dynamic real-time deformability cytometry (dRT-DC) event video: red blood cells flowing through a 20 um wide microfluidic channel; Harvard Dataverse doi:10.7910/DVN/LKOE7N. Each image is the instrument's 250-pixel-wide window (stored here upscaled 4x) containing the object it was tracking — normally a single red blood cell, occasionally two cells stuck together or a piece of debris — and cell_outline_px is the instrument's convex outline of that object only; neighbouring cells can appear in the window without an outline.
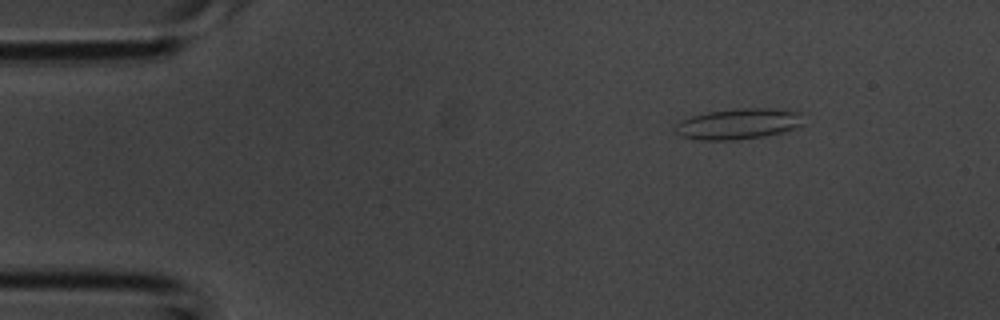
{"species": "common noctule bat (a hibernating species)", "species_latin": "Nyctalus noctula", "temperature_condition": "room temperature", "stored_images_in_passage": 5, "camera_frame_rate_fps": 3000, "um_per_image_px": 0.085, "animal": {"sex": "male", "body_mass_g": 20.1, "forearm_length_mm": 53.5}, "frame": {"image": 1, "passage_image": 2, "time_ms": 0.333, "image_size_px": [1000, 320], "cell_outline_px": [[804, 124], [800, 128], [784, 132], [764, 136], [736, 140], [700, 140], [680, 136], [672, 132], [672, 128], [680, 120], [692, 116], [708, 112], [736, 108], [768, 108], [804, 112]], "centroid_in_image_um": [62.8, 10.53], "position_along_channel_um": 22.2, "area_um2": 23.64}}
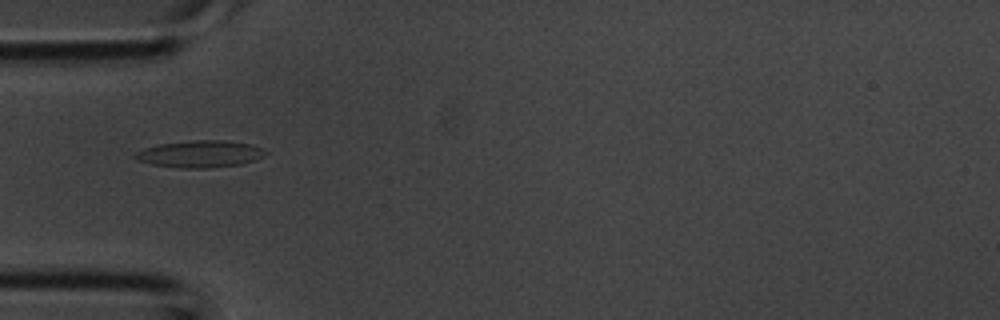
{"frame": {"image": 2, "passage_image": 4, "time_ms": 1.0, "image_size_px": [1000, 320], "cell_outline_px": [[268, 152], [264, 156], [256, 160], [240, 164], [208, 168], [180, 168], [152, 164], [140, 160], [132, 156], [136, 152], [144, 148], [160, 144], [192, 140], [224, 140], [252, 144]], "centroid_in_image_um": [17.03, 13.08], "position_along_channel_um": 68.0, "area_um2": 20.4}}
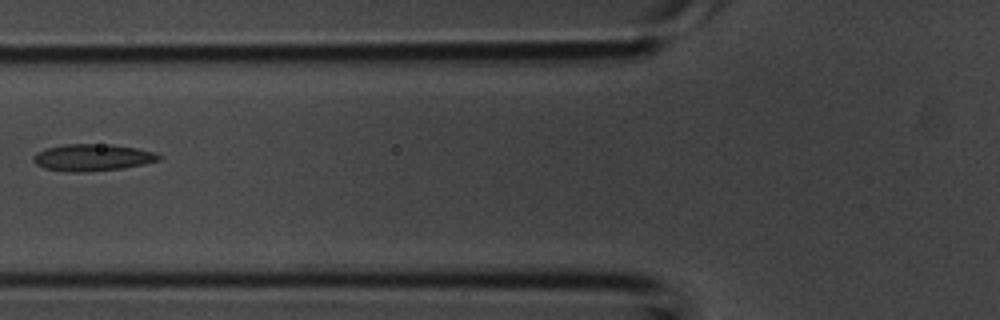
{"frame": {"image": 3, "passage_image": 5, "time_ms": 1.333, "image_size_px": [1000, 320], "cell_outline_px": [[164, 156], [160, 160], [144, 164], [120, 168], [76, 172], [72, 172], [44, 168], [36, 164], [32, 160], [32, 156], [36, 152], [48, 148], [64, 144], [112, 144], [136, 148], [156, 152]], "centroid_in_image_um": [7.88, 13.37], "position_along_channel_um": 117.9, "area_um2": 19.59}}